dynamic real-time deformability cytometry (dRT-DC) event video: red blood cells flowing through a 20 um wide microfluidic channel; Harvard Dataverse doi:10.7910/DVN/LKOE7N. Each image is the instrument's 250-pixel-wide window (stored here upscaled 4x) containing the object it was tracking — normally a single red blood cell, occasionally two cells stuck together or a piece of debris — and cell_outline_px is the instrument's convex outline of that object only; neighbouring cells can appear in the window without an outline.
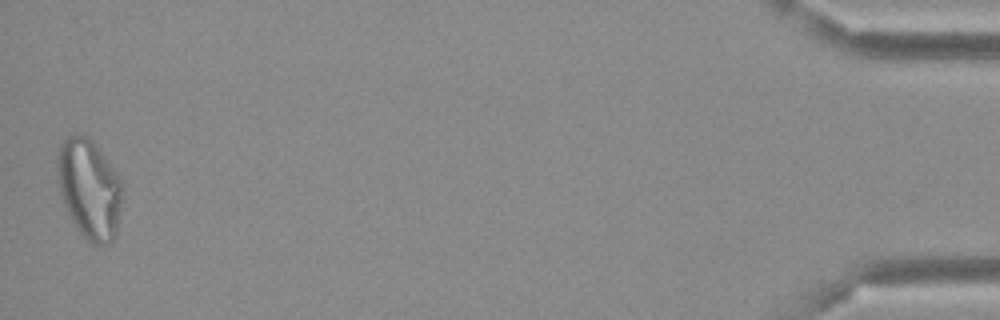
{"species": "Egyptian fruit bat (a non-hibernating species)", "species_latin": "Rousettus aegyptiacus", "temperature_condition": "cold", "stored_images_in_passage": 45, "camera_frame_rate_fps": 3000, "um_per_image_px": 0.085, "frame": {"image": 1, "passage_image": 45, "time_ms": 14.667, "image_size_px": [1000, 320], "cell_outline_px": [[120, 204], [116, 236], [108, 244], [92, 244], [80, 232], [72, 220], [60, 196], [56, 164], [56, 156], [60, 144], [68, 136], [88, 136], [92, 140], [116, 172], [120, 180]], "centroid_in_image_um": [7.55, 16.05], "position_along_channel_um": 427.6, "area_um2": 37.17}}